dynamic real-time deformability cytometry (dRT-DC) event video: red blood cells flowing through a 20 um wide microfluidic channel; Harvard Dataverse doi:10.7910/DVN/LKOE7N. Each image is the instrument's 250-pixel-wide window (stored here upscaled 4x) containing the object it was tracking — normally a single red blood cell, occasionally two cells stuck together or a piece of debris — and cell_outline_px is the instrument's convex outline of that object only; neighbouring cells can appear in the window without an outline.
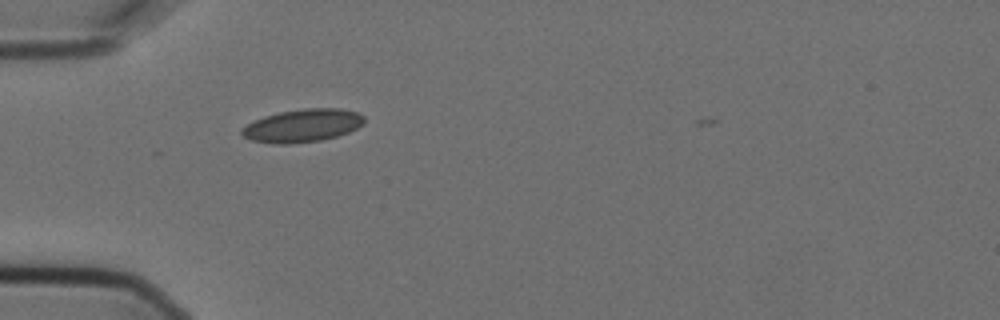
{"species": "Egyptian fruit bat (a non-hibernating species)", "species_latin": "Rousettus aegyptiacus", "temperature_condition": "cold", "stored_images_in_passage": 1, "camera_frame_rate_fps": 3000, "um_per_image_px": 0.085, "animal": {"sex": "female"}, "frame": {"image": 1, "passage_image": 1, "time_ms": 0.0, "image_size_px": [1000, 320], "cell_outline_px": [[364, 124], [348, 132], [336, 136], [320, 140], [288, 144], [276, 144], [252, 140], [244, 136], [240, 132], [248, 124], [264, 116], [280, 112], [304, 108], [340, 108], [356, 112], [364, 116]], "centroid_in_image_um": [25.74, 10.67], "position_along_channel_um": 59.3, "area_um2": 23.24}}